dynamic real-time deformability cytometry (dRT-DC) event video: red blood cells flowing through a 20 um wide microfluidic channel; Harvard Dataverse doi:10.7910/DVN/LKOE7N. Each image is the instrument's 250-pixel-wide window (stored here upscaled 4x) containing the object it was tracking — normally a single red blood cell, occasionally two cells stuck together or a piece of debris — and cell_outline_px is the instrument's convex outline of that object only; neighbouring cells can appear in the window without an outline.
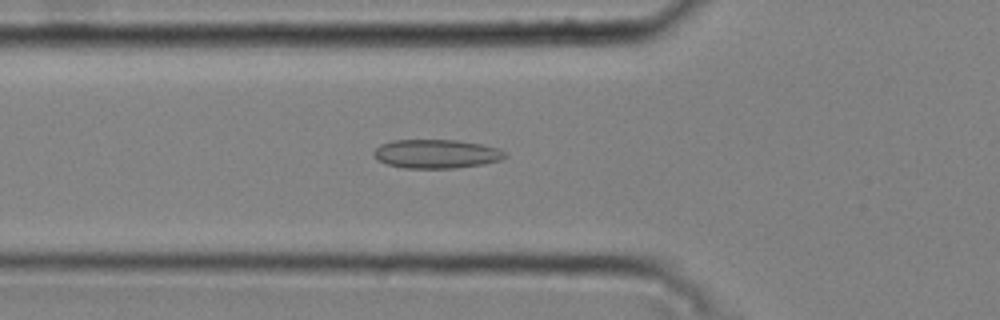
{"species": "common noctule bat (a hibernating species)", "species_latin": "Nyctalus noctula", "temperature_condition": "cold", "stored_images_in_passage": 49, "camera_frame_rate_fps": 3000, "um_per_image_px": 0.085, "animal": {"sex": "male", "body_mass_g": 20.4}, "frame": {"image": 1, "passage_image": 17, "time_ms": 5.333, "image_size_px": [1000, 320], "cell_outline_px": [[508, 156], [500, 160], [484, 164], [456, 168], [404, 168], [388, 164], [376, 160], [372, 152], [380, 144], [392, 140], [456, 140], [480, 144], [500, 148]], "centroid_in_image_um": [37.08, 13.08], "position_along_channel_um": 88.7, "area_um2": 22.2}}
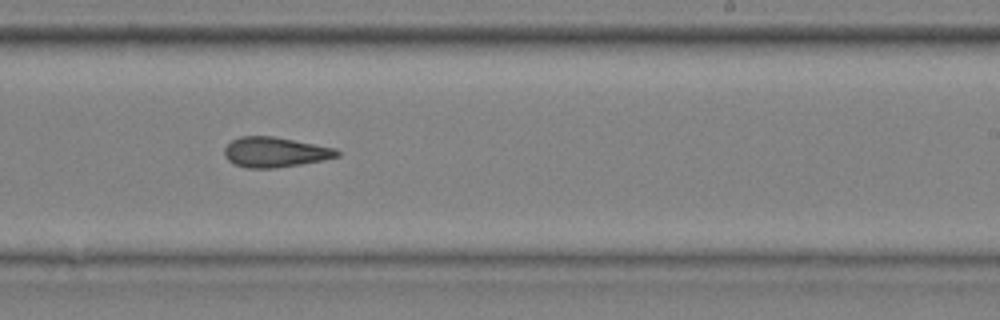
{"frame": {"image": 2, "passage_image": 31, "time_ms": 10.0, "image_size_px": [1000, 320], "cell_outline_px": [[340, 156], [324, 160], [276, 168], [248, 168], [232, 164], [224, 156], [224, 148], [232, 140], [240, 136], [272, 136], [336, 148], [340, 152]], "centroid_in_image_um": [23.36, 12.94], "position_along_channel_um": 265.6, "area_um2": 19.83}}
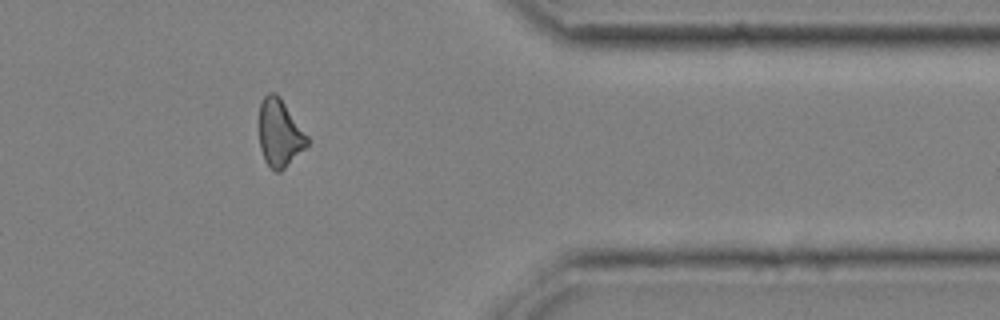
{"frame": {"image": 3, "passage_image": 42, "time_ms": 13.667, "image_size_px": [1000, 320], "cell_outline_px": [[312, 140], [280, 172], [276, 172], [264, 160], [260, 148], [260, 104], [264, 96], [268, 92], [276, 92], [280, 96]], "centroid_in_image_um": [23.8, 11.28], "position_along_channel_um": 387.6, "area_um2": 18.96}, "authors_computed_cell_mechanics": {"area_um2": 20.1144, "velocity_mm_per_s": 3.7877, "shape_relaxation_time_tau1_ms": 5.8157, "shape_relaxation_time_tau2_ms": 4.3323, "deformation_change_tau1": 0.104, "deformation_change_tau2": 0.1314}}